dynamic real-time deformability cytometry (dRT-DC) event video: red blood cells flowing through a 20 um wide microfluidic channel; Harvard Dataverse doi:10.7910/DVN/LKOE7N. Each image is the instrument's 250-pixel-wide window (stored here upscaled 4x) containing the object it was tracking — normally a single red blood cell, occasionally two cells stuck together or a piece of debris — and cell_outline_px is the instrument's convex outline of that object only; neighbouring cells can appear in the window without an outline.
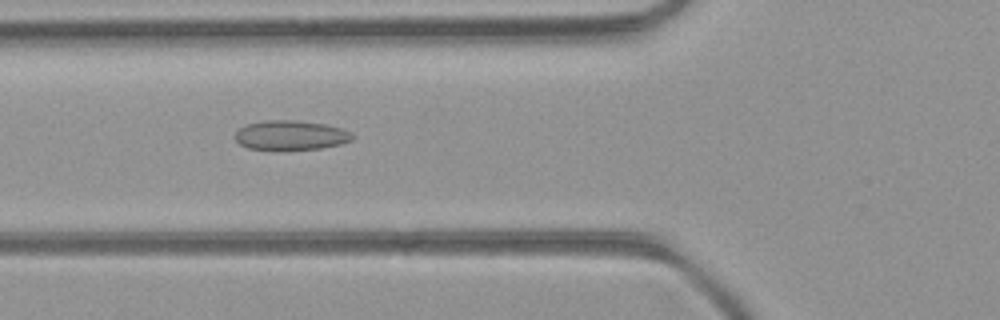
{"species": "common noctule bat (a hibernating species)", "species_latin": "Nyctalus noctula", "temperature_condition": "room temperature", "stored_images_in_passage": 42, "camera_frame_rate_fps": 3000, "um_per_image_px": 0.085, "animal": {"sex": "female", "body_mass_g": 21.9}, "frame": {"image": 1, "passage_image": 15, "time_ms": 4.667, "image_size_px": [1000, 320], "cell_outline_px": [[356, 136], [352, 140], [340, 144], [320, 148], [284, 152], [248, 148], [240, 144], [232, 136], [240, 128], [248, 124], [268, 120], [296, 120], [328, 124], [352, 132]], "centroid_in_image_um": [24.72, 11.52], "position_along_channel_um": 101.1, "area_um2": 20.87}}
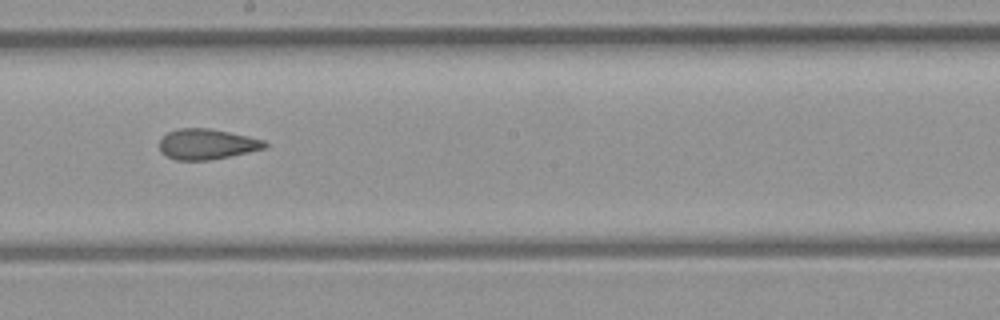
{"frame": {"image": 2, "passage_image": 24, "time_ms": 7.667, "image_size_px": [1000, 320], "cell_outline_px": [[268, 144], [264, 148], [248, 152], [208, 160], [176, 160], [160, 152], [160, 140], [168, 132], [180, 128], [208, 128], [248, 136], [264, 140]], "centroid_in_image_um": [17.57, 12.25], "position_along_channel_um": 230.6, "area_um2": 18.44}}
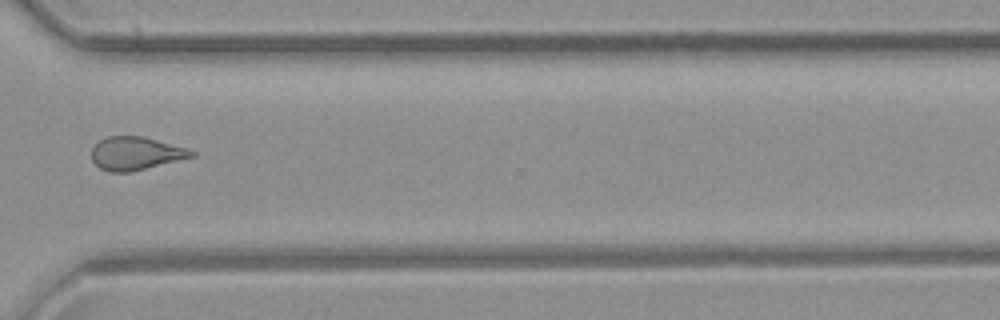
{"frame": {"image": 3, "passage_image": 33, "time_ms": 10.667, "image_size_px": [1000, 320], "cell_outline_px": [[196, 156], [128, 172], [108, 172], [100, 168], [92, 160], [92, 148], [100, 140], [108, 136], [140, 136], [188, 148], [196, 152]], "centroid_in_image_um": [11.54, 13.04], "position_along_channel_um": 359.1, "area_um2": 19.07}, "authors_computed_cell_mechanics": {"area_um2": 19.652, "velocity_mm_per_s": 4.297, "shape_relaxation_time_tau1_ms": null, "shape_relaxation_time_tau2_ms": 2.1035, "deformation_change_tau1": null, "deformation_change_tau2": 0.1003}}